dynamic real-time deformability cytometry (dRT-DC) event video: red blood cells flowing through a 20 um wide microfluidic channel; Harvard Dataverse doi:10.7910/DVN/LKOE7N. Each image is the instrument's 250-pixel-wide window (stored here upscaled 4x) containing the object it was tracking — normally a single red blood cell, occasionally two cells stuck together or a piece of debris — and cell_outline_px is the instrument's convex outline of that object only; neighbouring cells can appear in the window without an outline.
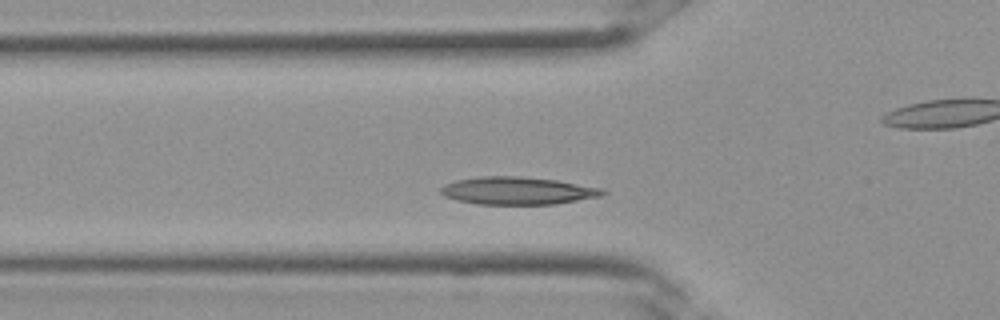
{"species": "Egyptian fruit bat (a non-hibernating species)", "species_latin": "Rousettus aegyptiacus", "temperature_condition": "room temperature", "stored_images_in_passage": 25, "camera_frame_rate_fps": 3000, "um_per_image_px": 0.085, "frame": {"image": 1, "passage_image": 6, "time_ms": 1.667, "image_size_px": [1000, 320], "cell_outline_px": [[608, 192], [604, 196], [552, 204], [476, 204], [456, 200], [444, 196], [440, 192], [440, 188], [444, 184], [456, 180], [484, 176], [520, 176], [556, 180], [600, 188]], "centroid_in_image_um": [43.97, 16.21], "position_along_channel_um": 81.8, "area_um2": 26.01}}
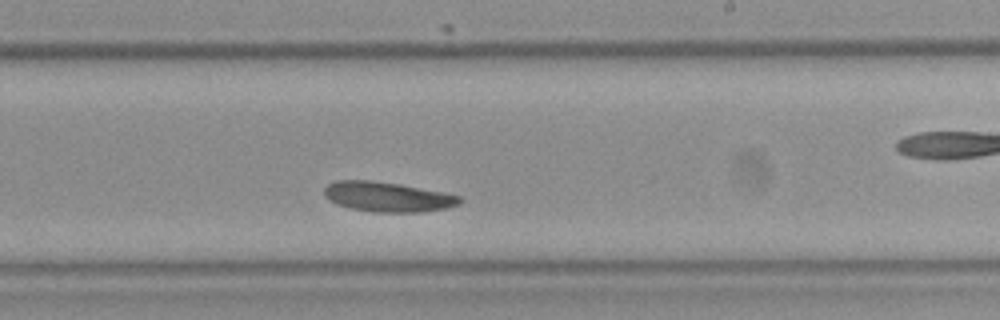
{"frame": {"image": 2, "passage_image": 15, "time_ms": 4.667, "image_size_px": [1000, 320], "cell_outline_px": [[464, 200], [460, 204], [448, 208], [424, 212], [372, 212], [352, 208], [336, 204], [324, 196], [324, 188], [328, 184], [336, 180], [372, 180], [400, 184], [444, 192], [460, 196]], "centroid_in_image_um": [32.97, 16.73], "position_along_channel_um": 256.0, "area_um2": 23.81}}
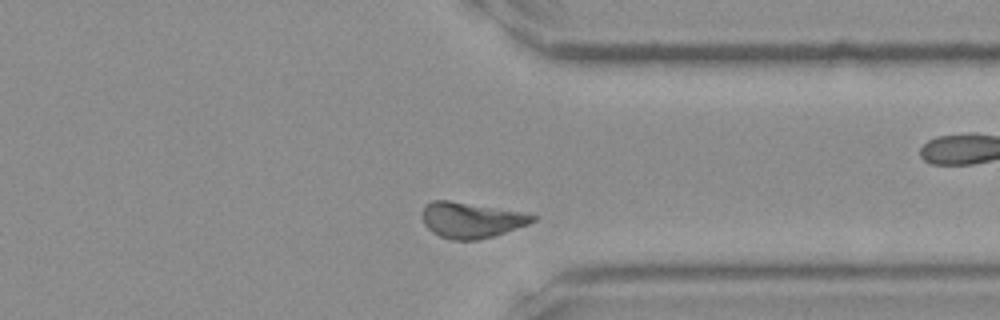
{"frame": {"image": 3, "passage_image": 21, "time_ms": 6.667, "image_size_px": [1000, 320], "cell_outline_px": [[536, 220], [528, 224], [480, 240], [452, 240], [440, 236], [432, 232], [424, 224], [424, 204], [432, 200], [448, 200], [520, 212], [536, 216]], "centroid_in_image_um": [40.02, 18.71], "position_along_channel_um": 371.4, "area_um2": 22.48}}